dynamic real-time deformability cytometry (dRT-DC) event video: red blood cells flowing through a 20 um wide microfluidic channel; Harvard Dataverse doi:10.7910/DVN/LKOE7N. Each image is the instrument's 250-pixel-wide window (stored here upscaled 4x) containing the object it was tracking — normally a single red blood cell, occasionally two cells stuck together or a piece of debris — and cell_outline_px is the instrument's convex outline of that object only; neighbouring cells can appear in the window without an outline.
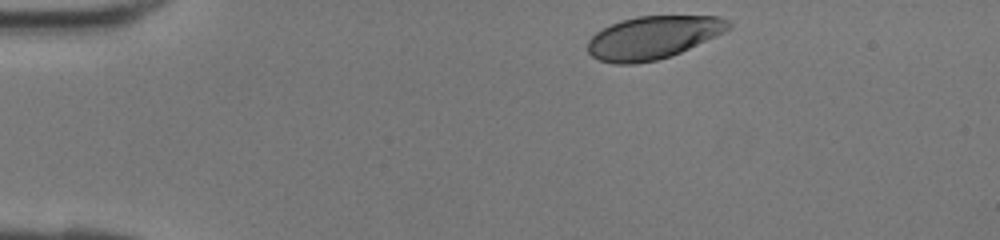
{"species": "human", "species_latin": "Homo sapiens", "temperature_condition": "room temperature", "stored_images_in_passage": 35, "camera_frame_rate_fps": 3000, "um_per_image_px": 0.085, "donor": {"sex": "female"}, "frame": {"image": 1, "passage_image": 1, "time_ms": 0.0, "image_size_px": [1000, 240], "cell_outline_px": [[732, 28], [716, 36], [672, 56], [656, 60], [636, 64], [612, 64], [600, 60], [592, 56], [588, 52], [588, 40], [596, 32], [620, 20], [636, 16], [720, 16], [728, 20], [732, 24]], "centroid_in_image_um": [55.52, 3.19], "position_along_channel_um": 29.5, "area_um2": 35.32}}
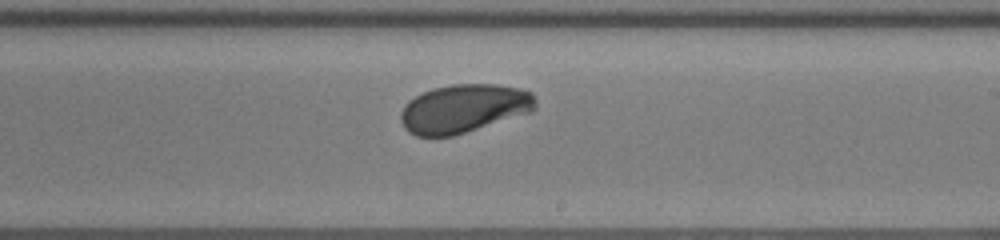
{"frame": {"image": 2, "passage_image": 19, "time_ms": 6.0, "image_size_px": [1000, 240], "cell_outline_px": [[536, 108], [532, 112], [452, 136], [416, 136], [408, 132], [404, 128], [400, 120], [400, 112], [404, 104], [408, 100], [432, 88], [452, 84], [496, 84], [520, 88], [532, 92], [536, 100]], "centroid_in_image_um": [39.42, 9.22], "position_along_channel_um": 249.6, "area_um2": 38.32}}
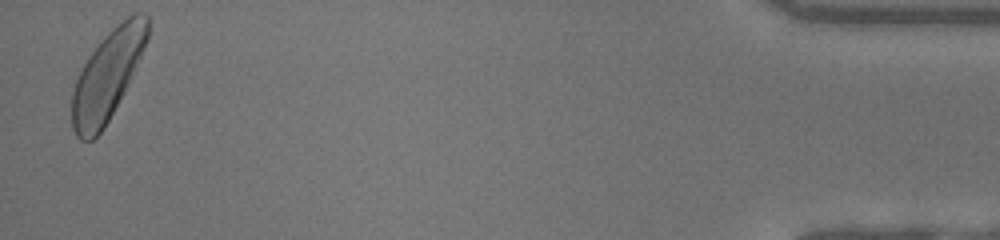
{"frame": {"image": 3, "passage_image": 35, "time_ms": 11.333, "image_size_px": [1000, 240], "cell_outline_px": [[148, 36], [144, 48], [128, 84], [124, 92], [104, 128], [92, 140], [80, 140], [76, 136], [72, 128], [72, 92], [76, 80], [88, 56], [104, 36], [112, 28], [132, 12], [144, 12], [148, 16]], "centroid_in_image_um": [9.13, 6.39], "position_along_channel_um": 426.1, "area_um2": 38.96}}